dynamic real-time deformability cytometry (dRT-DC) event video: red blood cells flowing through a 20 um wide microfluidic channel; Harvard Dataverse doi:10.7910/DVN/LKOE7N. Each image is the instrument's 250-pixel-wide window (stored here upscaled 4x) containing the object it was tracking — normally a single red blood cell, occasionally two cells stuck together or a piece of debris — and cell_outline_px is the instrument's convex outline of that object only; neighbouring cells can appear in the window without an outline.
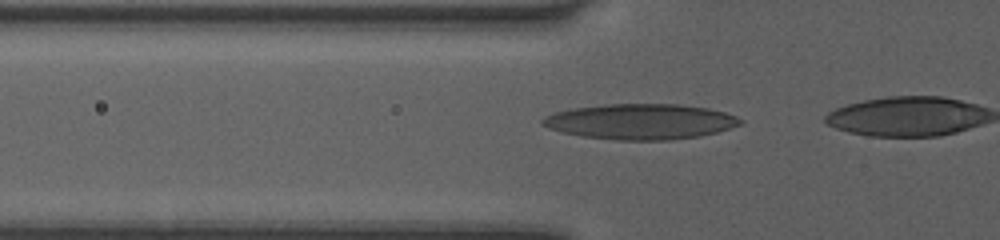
{"species": "human", "species_latin": "Homo sapiens", "temperature_condition": "room temperature", "stored_images_in_passage": 15, "camera_frame_rate_fps": 3000, "um_per_image_px": 0.085, "donor": {"sex": "female"}, "frame": {"image": 1, "passage_image": 14, "time_ms": 4.333, "image_size_px": [1000, 240], "cell_outline_px": [[744, 124], [716, 132], [700, 136], [668, 140], [616, 140], [580, 136], [560, 132], [548, 128], [540, 124], [540, 120], [544, 116], [556, 112], [572, 108], [604, 104], [676, 104], [708, 108], [724, 112], [736, 116], [744, 120]], "centroid_in_image_um": [54.42, 10.34], "position_along_channel_um": 71.4, "area_um2": 41.15}}